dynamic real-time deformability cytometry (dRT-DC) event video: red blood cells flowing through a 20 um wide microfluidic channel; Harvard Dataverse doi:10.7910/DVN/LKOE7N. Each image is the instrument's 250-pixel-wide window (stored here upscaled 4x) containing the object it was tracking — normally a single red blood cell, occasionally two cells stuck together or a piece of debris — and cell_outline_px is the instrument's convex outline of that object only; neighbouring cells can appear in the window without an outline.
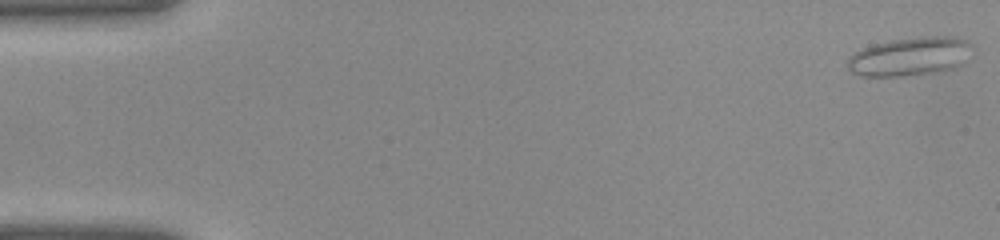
{"species": "common noctule bat (a hibernating species)", "species_latin": "Nyctalus noctula", "temperature_condition": "warm", "stored_images_in_passage": 41, "camera_frame_rate_fps": 3000, "um_per_image_px": 0.085, "animal": {"sex": "female", "body_mass_g": 22.0, "forearm_length_mm": 56.7}, "frame": {"image": 1, "passage_image": 1, "time_ms": 0.0, "image_size_px": [1000, 240], "cell_outline_px": [[972, 44], [960, 64], [956, 68], [936, 72], [904, 76], [860, 76], [852, 72], [848, 68], [848, 56], [864, 48], [888, 40], [928, 36], [956, 36]], "centroid_in_image_um": [77.3, 4.8], "position_along_channel_um": 7.7, "area_um2": 27.74}}
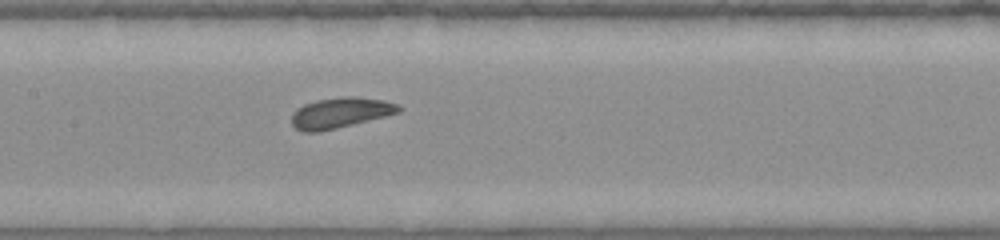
{"frame": {"image": 2, "passage_image": 20, "time_ms": 6.333, "image_size_px": [1000, 240], "cell_outline_px": [[404, 108], [400, 112], [320, 132], [304, 132], [296, 128], [292, 124], [292, 112], [296, 108], [304, 104], [316, 100], [340, 96], [352, 96], [384, 100], [396, 104]], "centroid_in_image_um": [28.9, 9.57], "position_along_channel_um": 178.5, "area_um2": 19.02}}
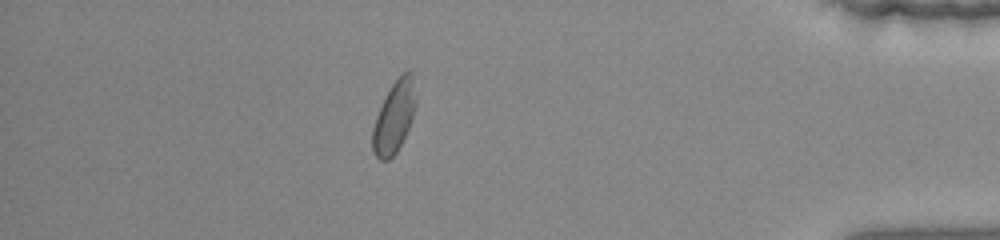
{"frame": {"image": 3, "passage_image": 36, "time_ms": 11.667, "image_size_px": [1000, 240], "cell_outline_px": [[416, 100], [412, 116], [408, 128], [396, 152], [388, 160], [380, 160], [372, 152], [372, 128], [376, 116], [392, 84], [408, 68], [412, 68]], "centroid_in_image_um": [33.5, 9.93], "position_along_channel_um": 401.7, "area_um2": 17.8}}